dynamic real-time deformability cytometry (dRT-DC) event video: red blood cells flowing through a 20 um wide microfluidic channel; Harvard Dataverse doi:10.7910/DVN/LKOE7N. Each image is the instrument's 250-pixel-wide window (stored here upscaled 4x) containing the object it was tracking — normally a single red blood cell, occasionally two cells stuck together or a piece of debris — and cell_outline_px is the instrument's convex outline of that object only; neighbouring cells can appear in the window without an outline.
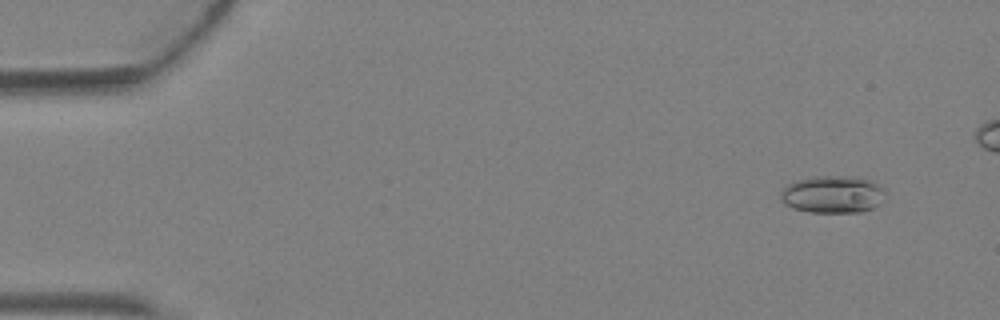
{"species": "Egyptian fruit bat (a non-hibernating species)", "species_latin": "Rousettus aegyptiacus", "temperature_condition": "warm", "stored_images_in_passage": 6, "camera_frame_rate_fps": 3000, "um_per_image_px": 0.085, "animal": {"sex": "female"}, "frame": {"image": 1, "passage_image": 2, "time_ms": 0.333, "image_size_px": [1000, 320], "cell_outline_px": [[888, 192], [884, 200], [880, 204], [872, 208], [860, 212], [808, 212], [792, 208], [784, 204], [780, 200], [780, 192], [788, 184], [796, 180], [812, 176], [860, 176], [872, 180], [884, 188]], "centroid_in_image_um": [70.82, 16.51], "position_along_channel_um": 14.2, "area_um2": 23.41}}
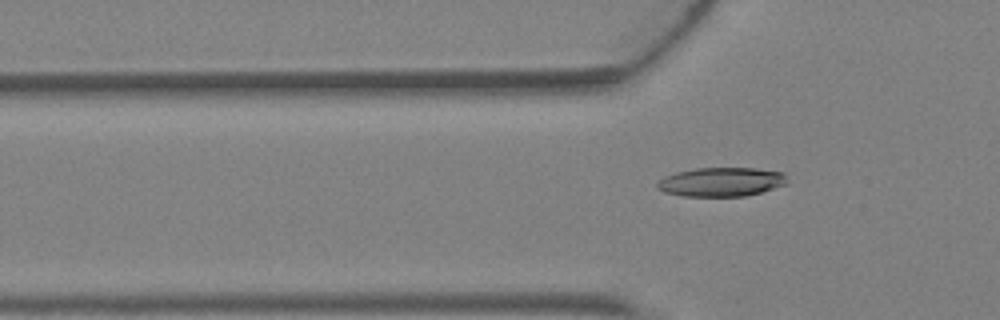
{"frame": {"image": 2, "passage_image": 6, "time_ms": 1.667, "image_size_px": [1000, 320], "cell_outline_px": [[788, 184], [760, 192], [744, 196], [684, 196], [664, 192], [656, 188], [656, 184], [664, 176], [676, 172], [696, 168], [756, 168], [784, 172]], "centroid_in_image_um": [61.31, 15.46], "position_along_channel_um": 64.5, "area_um2": 22.02}}